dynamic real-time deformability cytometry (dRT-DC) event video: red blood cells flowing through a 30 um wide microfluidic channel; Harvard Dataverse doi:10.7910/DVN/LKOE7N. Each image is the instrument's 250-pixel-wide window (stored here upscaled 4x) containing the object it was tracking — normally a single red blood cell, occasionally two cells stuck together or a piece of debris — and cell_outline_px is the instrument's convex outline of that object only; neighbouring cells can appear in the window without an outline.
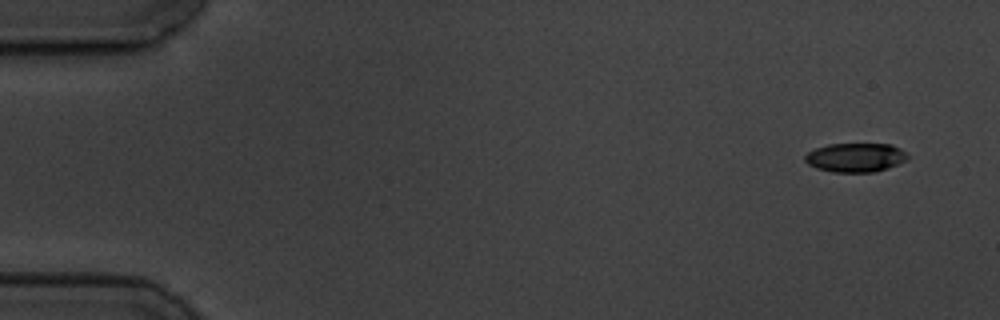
{"species": "common noctule bat (a hibernating species)", "species_latin": "Nyctalus noctula", "temperature_condition": "cold", "stored_images_in_passage": 6, "segment_of_instrument_passage": [1, 2], "camera_frame_rate_fps": 3000, "um_per_image_px": 0.085, "animal": {"sex": "male", "body_mass_g": 19.5, "forearm_length_mm": 54.6}, "frame": {"image": 1, "passage_image": 1, "time_ms": 0.0, "image_size_px": [1000, 320], "cell_outline_px": [[908, 156], [904, 160], [888, 168], [872, 172], [832, 172], [816, 168], [808, 164], [804, 160], [804, 156], [808, 152], [816, 148], [828, 144], [892, 144], [900, 148]], "centroid_in_image_um": [72.67, 13.38], "position_along_channel_um": 12.3, "area_um2": 17.22}}